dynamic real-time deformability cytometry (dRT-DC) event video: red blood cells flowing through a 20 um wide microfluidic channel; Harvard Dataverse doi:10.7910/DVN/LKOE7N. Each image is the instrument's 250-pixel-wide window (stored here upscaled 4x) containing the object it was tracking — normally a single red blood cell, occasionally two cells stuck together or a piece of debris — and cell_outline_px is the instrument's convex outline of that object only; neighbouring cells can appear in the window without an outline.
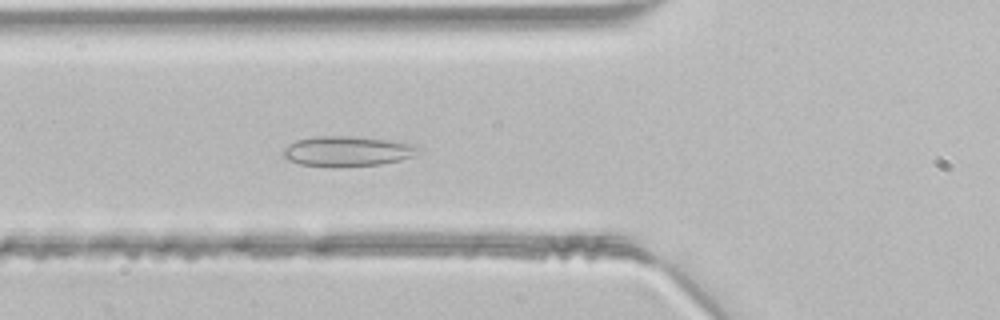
{"species": "common noctule bat (a hibernating species)", "species_latin": "Nyctalus noctula", "temperature_condition": "room temperature", "stored_images_in_passage": 46, "segment_of_instrument_passage": [1, 2], "camera_frame_rate_fps": 3000, "um_per_image_px": 0.085, "animal": {"sex": "male", "body_mass_g": 21.5, "forearm_length_mm": 52.0}, "frame": {"image": 1, "passage_image": 16, "time_ms": 5.0, "image_size_px": [1000, 320], "cell_outline_px": [[416, 148], [412, 156], [400, 160], [380, 164], [300, 164], [288, 160], [284, 156], [284, 148], [288, 144], [296, 140], [316, 136], [348, 136], [388, 140], [416, 144]], "centroid_in_image_um": [29.49, 12.8], "position_along_channel_um": 96.3, "area_um2": 22.48}}
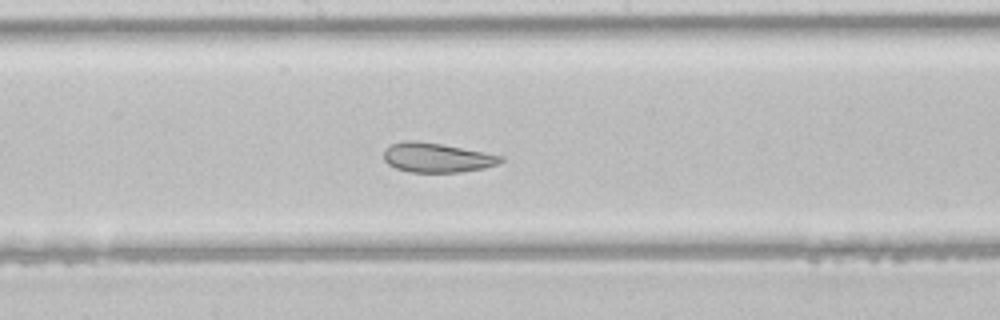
{"frame": {"image": 2, "passage_image": 24, "time_ms": 7.667, "image_size_px": [1000, 320], "cell_outline_px": [[504, 160], [496, 164], [484, 168], [460, 172], [408, 172], [396, 168], [388, 164], [384, 160], [384, 152], [392, 144], [404, 140], [416, 140], [440, 144], [484, 152], [504, 156]], "centroid_in_image_um": [37.13, 13.4], "position_along_channel_um": 211.1, "area_um2": 19.94}}
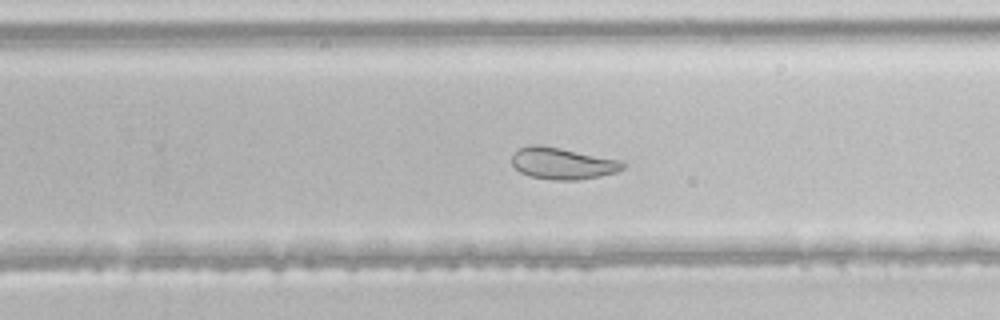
{"frame": {"image": 3, "passage_image": 29, "time_ms": 9.333, "image_size_px": [1000, 320], "cell_outline_px": [[628, 164], [624, 168], [616, 172], [600, 176], [576, 180], [552, 180], [532, 176], [520, 172], [512, 164], [512, 156], [520, 148], [528, 144], [540, 144], [624, 160]], "centroid_in_image_um": [47.87, 13.88], "position_along_channel_um": 281.9, "area_um2": 20.69}}